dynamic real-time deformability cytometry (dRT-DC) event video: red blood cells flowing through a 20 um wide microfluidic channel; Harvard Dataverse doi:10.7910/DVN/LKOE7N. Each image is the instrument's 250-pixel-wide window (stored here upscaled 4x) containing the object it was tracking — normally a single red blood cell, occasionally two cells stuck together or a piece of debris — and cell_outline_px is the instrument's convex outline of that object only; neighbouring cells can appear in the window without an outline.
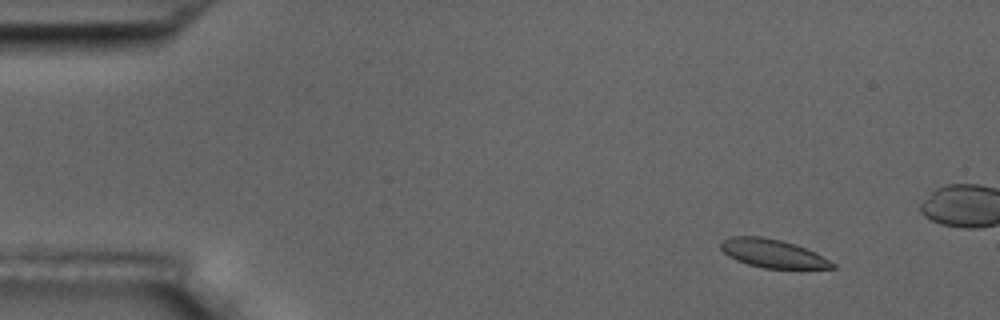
{"species": "common noctule bat (a hibernating species)", "species_latin": "Nyctalus noctula", "temperature_condition": "room temperature", "stored_images_in_passage": 5, "camera_frame_rate_fps": 3000, "um_per_image_px": 0.085, "animal": {"sex": "male", "body_mass_g": 17.5, "forearm_length_mm": 52.3}, "frame": {"image": 1, "passage_image": 2, "time_ms": 1.0, "image_size_px": [1000, 320], "cell_outline_px": [[836, 268], [764, 268], [748, 264], [736, 260], [728, 256], [720, 248], [720, 240], [732, 236], [760, 236], [780, 240], [796, 244], [836, 264]], "centroid_in_image_um": [65.61, 21.53], "position_along_channel_um": 19.4, "area_um2": 18.21}}